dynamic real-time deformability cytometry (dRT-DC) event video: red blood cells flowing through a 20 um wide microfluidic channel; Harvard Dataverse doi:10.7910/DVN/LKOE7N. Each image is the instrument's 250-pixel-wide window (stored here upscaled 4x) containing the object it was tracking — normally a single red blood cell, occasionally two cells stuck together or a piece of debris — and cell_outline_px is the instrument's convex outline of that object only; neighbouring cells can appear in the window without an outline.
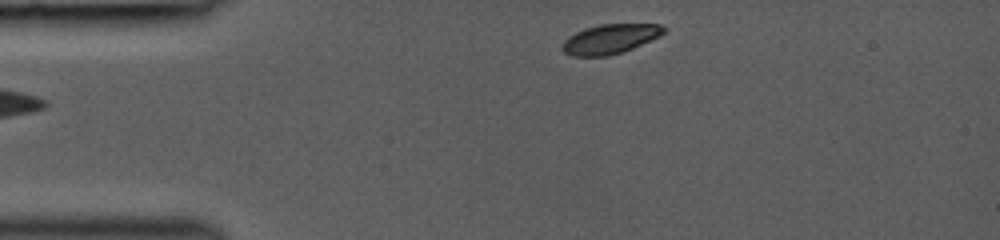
{"species": "common noctule bat (a hibernating species)", "species_latin": "Nyctalus noctula", "temperature_condition": "room temperature", "stored_images_in_passage": 8, "segment_of_instrument_passage": [2, 2], "camera_frame_rate_fps": 3000, "um_per_image_px": 0.085, "animal": {"sex": "female", "body_mass_g": 19.0, "forearm_length_mm": 53.3}, "frame": {"image": 1, "passage_image": 8, "time_ms": 3.0, "image_size_px": [1000, 240], "cell_outline_px": [[668, 28], [660, 36], [624, 52], [608, 56], [572, 56], [564, 52], [560, 48], [564, 40], [568, 36], [584, 28], [600, 24], [660, 24]], "centroid_in_image_um": [51.85, 3.31], "position_along_channel_um": 33.1, "area_um2": 17.69}}